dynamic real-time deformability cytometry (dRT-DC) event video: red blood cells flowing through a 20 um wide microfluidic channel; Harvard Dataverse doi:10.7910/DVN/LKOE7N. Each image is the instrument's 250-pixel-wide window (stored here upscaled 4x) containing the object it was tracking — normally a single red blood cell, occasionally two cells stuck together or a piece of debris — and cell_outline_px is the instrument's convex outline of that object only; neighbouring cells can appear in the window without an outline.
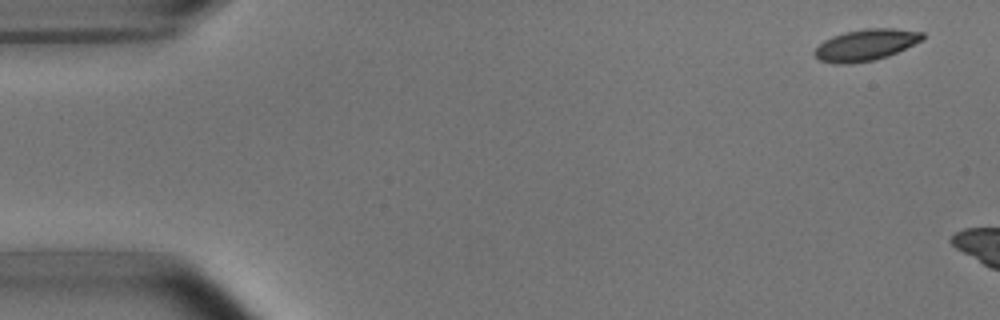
{"species": "common noctule bat (a hibernating species)", "species_latin": "Nyctalus noctula", "temperature_condition": "room temperature", "stored_images_in_passage": 3, "camera_frame_rate_fps": 3000, "um_per_image_px": 0.085, "animal": {"sex": "male", "body_mass_g": 15.6}, "frame": {"image": 1, "passage_image": 1, "time_ms": 0.0, "image_size_px": [1000, 320], "cell_outline_px": [[924, 40], [888, 56], [876, 60], [848, 64], [832, 64], [820, 60], [812, 52], [824, 40], [832, 36], [844, 32], [868, 28], [892, 28], [924, 32]], "centroid_in_image_um": [73.6, 3.82], "position_along_channel_um": 11.4, "area_um2": 19.94}}